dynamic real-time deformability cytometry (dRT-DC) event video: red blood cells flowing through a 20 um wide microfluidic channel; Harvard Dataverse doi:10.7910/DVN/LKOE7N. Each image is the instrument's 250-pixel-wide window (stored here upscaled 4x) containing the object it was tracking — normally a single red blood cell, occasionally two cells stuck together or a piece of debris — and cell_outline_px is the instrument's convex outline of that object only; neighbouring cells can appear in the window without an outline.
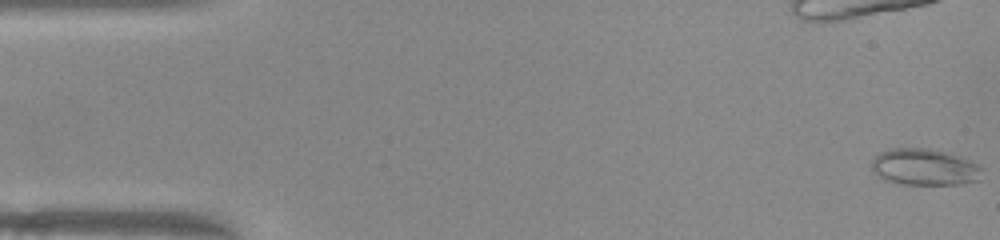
{"species": "common noctule bat (a hibernating species)", "species_latin": "Nyctalus noctula", "temperature_condition": "warm", "stored_images_in_passage": 30, "camera_frame_rate_fps": 3000, "um_per_image_px": 0.085, "animal": {"sex": "female", "body_mass_g": 22.0, "forearm_length_mm": 56.7}, "frame": {"image": 1, "passage_image": 1, "time_ms": 0.0, "image_size_px": [1000, 240], "cell_outline_px": [[980, 180], [960, 184], [900, 184], [884, 180], [872, 168], [872, 160], [880, 152], [892, 148], [928, 148], [944, 152], [968, 160], [976, 164], [980, 168]], "centroid_in_image_um": [78.55, 14.21], "position_along_channel_um": 6.5, "area_um2": 23.12}}